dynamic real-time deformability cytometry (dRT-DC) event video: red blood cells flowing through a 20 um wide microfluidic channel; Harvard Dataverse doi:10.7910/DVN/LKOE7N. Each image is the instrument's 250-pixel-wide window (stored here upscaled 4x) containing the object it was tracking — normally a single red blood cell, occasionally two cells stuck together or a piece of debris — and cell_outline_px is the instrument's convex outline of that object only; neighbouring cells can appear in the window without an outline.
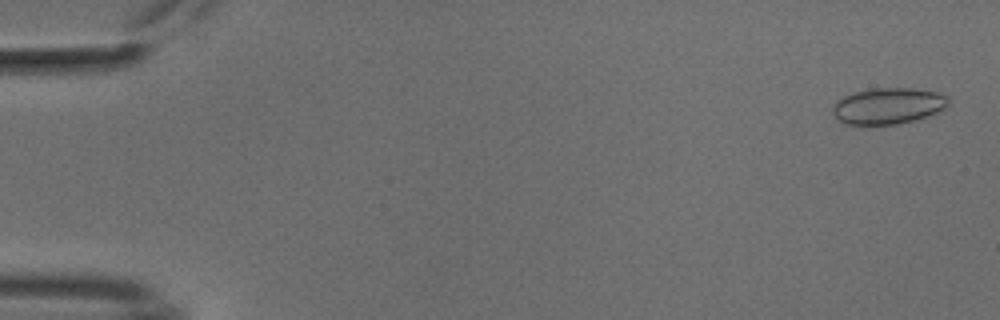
{"species": "common noctule bat (a hibernating species)", "species_latin": "Nyctalus noctula", "temperature_condition": "cold", "stored_images_in_passage": 10, "camera_frame_rate_fps": 3000, "um_per_image_px": 0.085, "animal": {"sex": "male", "body_mass_g": 18.8}, "frame": {"image": 1, "passage_image": 1, "time_ms": 0.0, "image_size_px": [1000, 320], "cell_outline_px": [[948, 104], [944, 108], [936, 112], [912, 120], [896, 124], [844, 124], [832, 112], [832, 108], [836, 100], [844, 96], [856, 92], [876, 88], [912, 88], [936, 92], [948, 96]], "centroid_in_image_um": [75.47, 8.99], "position_along_channel_um": 9.5, "area_um2": 23.99}}